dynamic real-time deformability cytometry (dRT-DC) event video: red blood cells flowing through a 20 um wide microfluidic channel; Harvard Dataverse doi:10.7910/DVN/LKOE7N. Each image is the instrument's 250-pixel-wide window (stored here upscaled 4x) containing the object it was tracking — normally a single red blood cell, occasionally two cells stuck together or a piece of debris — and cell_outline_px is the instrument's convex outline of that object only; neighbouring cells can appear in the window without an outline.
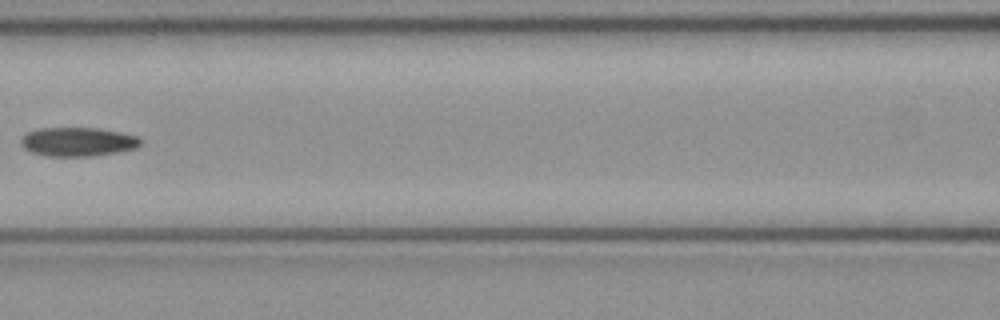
{"species": "common noctule bat (a hibernating species)", "species_latin": "Nyctalus noctula", "temperature_condition": "cold", "stored_images_in_passage": 6, "camera_frame_rate_fps": 3000, "um_per_image_px": 0.085, "animal": {"sex": "female", "body_mass_g": 21.9}, "frame": {"image": 1, "passage_image": 5, "time_ms": 1.333, "image_size_px": [1000, 320], "cell_outline_px": [[144, 140], [136, 148], [96, 156], [48, 156], [32, 152], [24, 148], [20, 144], [20, 140], [28, 132], [40, 128], [96, 128], [120, 132], [136, 136]], "centroid_in_image_um": [6.62, 12.05], "position_along_channel_um": 160.0, "area_um2": 20.11}}
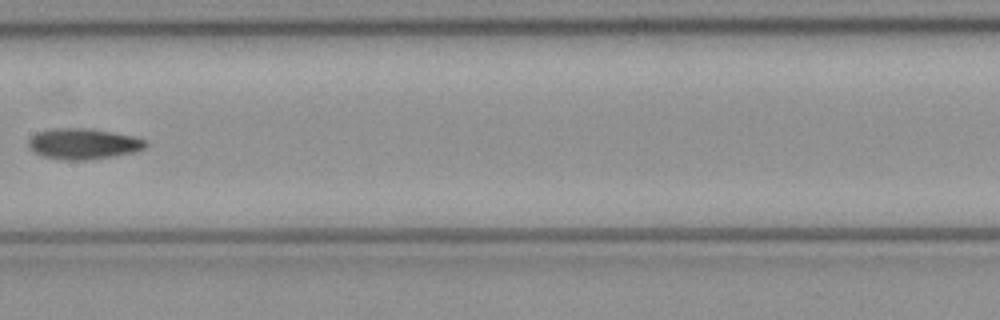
{"frame": {"image": 2, "passage_image": 6, "time_ms": 1.667, "image_size_px": [1000, 320], "cell_outline_px": [[148, 144], [144, 148], [136, 152], [112, 156], [84, 160], [64, 160], [44, 156], [28, 148], [28, 140], [36, 132], [52, 128], [84, 128], [132, 136], [144, 140]], "centroid_in_image_um": [7.04, 12.22], "position_along_channel_um": 200.4, "area_um2": 20.75}}